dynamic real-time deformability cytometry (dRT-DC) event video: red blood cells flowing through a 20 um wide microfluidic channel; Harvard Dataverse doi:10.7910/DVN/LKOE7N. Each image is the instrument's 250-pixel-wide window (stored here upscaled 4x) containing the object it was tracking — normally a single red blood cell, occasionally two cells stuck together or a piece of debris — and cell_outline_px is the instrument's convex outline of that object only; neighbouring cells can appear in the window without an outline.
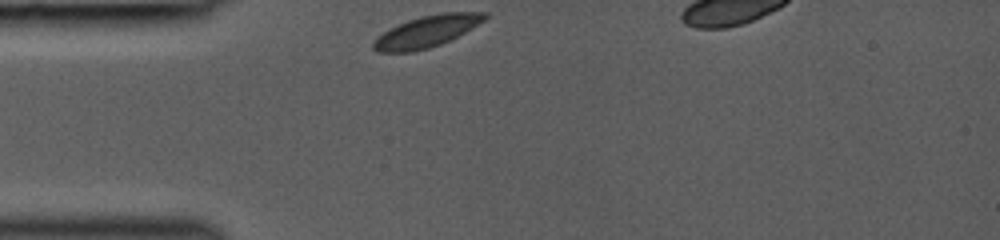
{"species": "common noctule bat (a hibernating species)", "species_latin": "Nyctalus noctula", "temperature_condition": "room temperature", "stored_images_in_passage": 26, "camera_frame_rate_fps": 3000, "um_per_image_px": 0.085, "animal": {"sex": "female", "body_mass_g": 19.0, "forearm_length_mm": 53.3}, "frame": {"image": 1, "passage_image": 1, "time_ms": 0.0, "image_size_px": [1000, 240], "cell_outline_px": [[488, 16], [484, 20], [464, 32], [440, 44], [428, 48], [412, 52], [376, 52], [372, 48], [372, 44], [376, 36], [388, 28], [408, 20], [420, 16], [440, 12], [488, 12]], "centroid_in_image_um": [36.21, 2.67], "position_along_channel_um": 48.8, "area_um2": 20.46}}
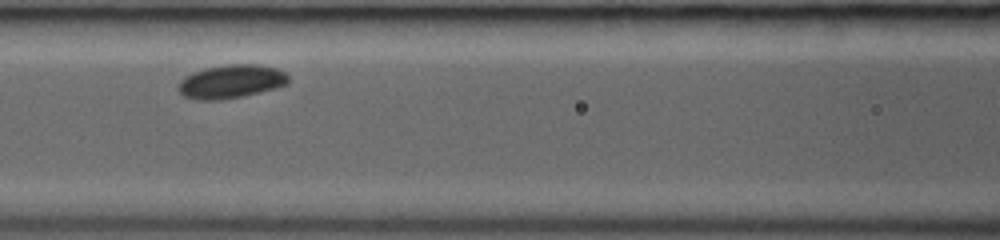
{"frame": {"image": 2, "passage_image": 12, "time_ms": 2.667, "image_size_px": [1000, 240], "cell_outline_px": [[288, 84], [276, 88], [244, 96], [220, 100], [196, 100], [184, 96], [176, 88], [176, 84], [184, 76], [192, 72], [204, 68], [224, 64], [260, 64], [280, 68], [288, 76]], "centroid_in_image_um": [19.62, 6.92], "position_along_channel_um": 147.0, "area_um2": 22.02}}
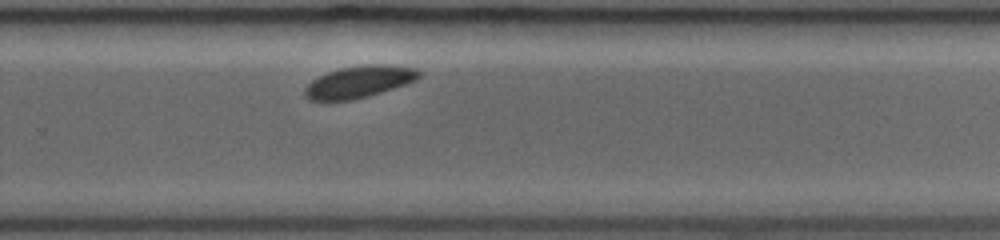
{"frame": {"image": 3, "passage_image": 26, "time_ms": 6.333, "image_size_px": [1000, 240], "cell_outline_px": [[420, 76], [416, 80], [368, 96], [352, 100], [328, 104], [308, 100], [304, 96], [304, 88], [312, 80], [328, 72], [340, 68], [368, 64], [384, 64], [416, 68], [420, 72]], "centroid_in_image_um": [30.42, 7.0], "position_along_channel_um": 299.4, "area_um2": 21.62}}